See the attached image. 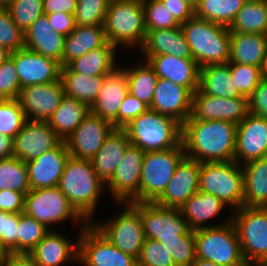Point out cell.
<instances>
[{"instance_id":"83f0119b","label":"cell","mask_w":267,"mask_h":266,"mask_svg":"<svg viewBox=\"0 0 267 266\" xmlns=\"http://www.w3.org/2000/svg\"><path fill=\"white\" fill-rule=\"evenodd\" d=\"M65 36L54 31L47 15L38 17L27 29L24 47L53 59L62 67Z\"/></svg>"},{"instance_id":"603a6c76","label":"cell","mask_w":267,"mask_h":266,"mask_svg":"<svg viewBox=\"0 0 267 266\" xmlns=\"http://www.w3.org/2000/svg\"><path fill=\"white\" fill-rule=\"evenodd\" d=\"M70 154L65 141L43 155L25 162L31 190L57 187Z\"/></svg>"},{"instance_id":"f5cc1de1","label":"cell","mask_w":267,"mask_h":266,"mask_svg":"<svg viewBox=\"0 0 267 266\" xmlns=\"http://www.w3.org/2000/svg\"><path fill=\"white\" fill-rule=\"evenodd\" d=\"M19 214L0 210V245L6 253H17Z\"/></svg>"},{"instance_id":"f6af8a7d","label":"cell","mask_w":267,"mask_h":266,"mask_svg":"<svg viewBox=\"0 0 267 266\" xmlns=\"http://www.w3.org/2000/svg\"><path fill=\"white\" fill-rule=\"evenodd\" d=\"M110 0H78L74 13L76 26L104 25Z\"/></svg>"},{"instance_id":"836d02e7","label":"cell","mask_w":267,"mask_h":266,"mask_svg":"<svg viewBox=\"0 0 267 266\" xmlns=\"http://www.w3.org/2000/svg\"><path fill=\"white\" fill-rule=\"evenodd\" d=\"M89 113L90 107L87 104L64 95L47 123L65 141Z\"/></svg>"},{"instance_id":"1f68e13d","label":"cell","mask_w":267,"mask_h":266,"mask_svg":"<svg viewBox=\"0 0 267 266\" xmlns=\"http://www.w3.org/2000/svg\"><path fill=\"white\" fill-rule=\"evenodd\" d=\"M267 51V35L230 32L229 62L260 67Z\"/></svg>"},{"instance_id":"4dcf8cb0","label":"cell","mask_w":267,"mask_h":266,"mask_svg":"<svg viewBox=\"0 0 267 266\" xmlns=\"http://www.w3.org/2000/svg\"><path fill=\"white\" fill-rule=\"evenodd\" d=\"M107 42L104 25L76 26L64 39L62 67Z\"/></svg>"},{"instance_id":"ee69618b","label":"cell","mask_w":267,"mask_h":266,"mask_svg":"<svg viewBox=\"0 0 267 266\" xmlns=\"http://www.w3.org/2000/svg\"><path fill=\"white\" fill-rule=\"evenodd\" d=\"M26 120L18 99L0 100V133L14 138Z\"/></svg>"},{"instance_id":"5b68a950","label":"cell","mask_w":267,"mask_h":266,"mask_svg":"<svg viewBox=\"0 0 267 266\" xmlns=\"http://www.w3.org/2000/svg\"><path fill=\"white\" fill-rule=\"evenodd\" d=\"M122 129L130 143L144 152L162 151L181 143L182 125L151 109L132 119Z\"/></svg>"},{"instance_id":"8992f818","label":"cell","mask_w":267,"mask_h":266,"mask_svg":"<svg viewBox=\"0 0 267 266\" xmlns=\"http://www.w3.org/2000/svg\"><path fill=\"white\" fill-rule=\"evenodd\" d=\"M199 191L220 199L232 212L243 206L244 182L242 165L237 162L201 163Z\"/></svg>"},{"instance_id":"ba28073f","label":"cell","mask_w":267,"mask_h":266,"mask_svg":"<svg viewBox=\"0 0 267 266\" xmlns=\"http://www.w3.org/2000/svg\"><path fill=\"white\" fill-rule=\"evenodd\" d=\"M196 257L218 266H246L232 222L194 230Z\"/></svg>"},{"instance_id":"44dd1931","label":"cell","mask_w":267,"mask_h":266,"mask_svg":"<svg viewBox=\"0 0 267 266\" xmlns=\"http://www.w3.org/2000/svg\"><path fill=\"white\" fill-rule=\"evenodd\" d=\"M193 93L186 87L158 78L149 109L169 116L181 125L191 116Z\"/></svg>"},{"instance_id":"e575fe53","label":"cell","mask_w":267,"mask_h":266,"mask_svg":"<svg viewBox=\"0 0 267 266\" xmlns=\"http://www.w3.org/2000/svg\"><path fill=\"white\" fill-rule=\"evenodd\" d=\"M116 50L117 48L107 41L103 46L89 51L67 66L75 73L88 76H105L119 66Z\"/></svg>"},{"instance_id":"9a60e30c","label":"cell","mask_w":267,"mask_h":266,"mask_svg":"<svg viewBox=\"0 0 267 266\" xmlns=\"http://www.w3.org/2000/svg\"><path fill=\"white\" fill-rule=\"evenodd\" d=\"M248 114V97H217L204 94L199 88L193 93L191 116L195 120H224L238 124Z\"/></svg>"},{"instance_id":"6125c7cd","label":"cell","mask_w":267,"mask_h":266,"mask_svg":"<svg viewBox=\"0 0 267 266\" xmlns=\"http://www.w3.org/2000/svg\"><path fill=\"white\" fill-rule=\"evenodd\" d=\"M14 157L13 138L0 133V160Z\"/></svg>"},{"instance_id":"7c38bea8","label":"cell","mask_w":267,"mask_h":266,"mask_svg":"<svg viewBox=\"0 0 267 266\" xmlns=\"http://www.w3.org/2000/svg\"><path fill=\"white\" fill-rule=\"evenodd\" d=\"M78 264L83 266H137V259L113 246L90 223L78 229Z\"/></svg>"},{"instance_id":"8fae6325","label":"cell","mask_w":267,"mask_h":266,"mask_svg":"<svg viewBox=\"0 0 267 266\" xmlns=\"http://www.w3.org/2000/svg\"><path fill=\"white\" fill-rule=\"evenodd\" d=\"M121 204H124L123 212L106 221L90 224L113 246L137 259L145 240L142 218L131 203H118Z\"/></svg>"},{"instance_id":"ffe728a7","label":"cell","mask_w":267,"mask_h":266,"mask_svg":"<svg viewBox=\"0 0 267 266\" xmlns=\"http://www.w3.org/2000/svg\"><path fill=\"white\" fill-rule=\"evenodd\" d=\"M10 58L16 66L21 88L60 80L61 66L53 59L25 47L12 52Z\"/></svg>"},{"instance_id":"d6986e66","label":"cell","mask_w":267,"mask_h":266,"mask_svg":"<svg viewBox=\"0 0 267 266\" xmlns=\"http://www.w3.org/2000/svg\"><path fill=\"white\" fill-rule=\"evenodd\" d=\"M63 96L64 87L59 80L21 88L18 100L27 120L48 121Z\"/></svg>"},{"instance_id":"b9f144b4","label":"cell","mask_w":267,"mask_h":266,"mask_svg":"<svg viewBox=\"0 0 267 266\" xmlns=\"http://www.w3.org/2000/svg\"><path fill=\"white\" fill-rule=\"evenodd\" d=\"M50 229L25 213H19L17 253H30Z\"/></svg>"},{"instance_id":"f907efd6","label":"cell","mask_w":267,"mask_h":266,"mask_svg":"<svg viewBox=\"0 0 267 266\" xmlns=\"http://www.w3.org/2000/svg\"><path fill=\"white\" fill-rule=\"evenodd\" d=\"M137 266H175V263L159 241L145 238L137 258Z\"/></svg>"},{"instance_id":"52a82bcc","label":"cell","mask_w":267,"mask_h":266,"mask_svg":"<svg viewBox=\"0 0 267 266\" xmlns=\"http://www.w3.org/2000/svg\"><path fill=\"white\" fill-rule=\"evenodd\" d=\"M242 256L247 265L267 261V207L242 206L232 212Z\"/></svg>"},{"instance_id":"680465c9","label":"cell","mask_w":267,"mask_h":266,"mask_svg":"<svg viewBox=\"0 0 267 266\" xmlns=\"http://www.w3.org/2000/svg\"><path fill=\"white\" fill-rule=\"evenodd\" d=\"M47 17L53 30L64 36H68L76 27L74 14L60 12L47 14Z\"/></svg>"},{"instance_id":"7402d4cb","label":"cell","mask_w":267,"mask_h":266,"mask_svg":"<svg viewBox=\"0 0 267 266\" xmlns=\"http://www.w3.org/2000/svg\"><path fill=\"white\" fill-rule=\"evenodd\" d=\"M201 163L185 157L177 166L162 195L155 201L160 206L180 209L199 191Z\"/></svg>"},{"instance_id":"681fc988","label":"cell","mask_w":267,"mask_h":266,"mask_svg":"<svg viewBox=\"0 0 267 266\" xmlns=\"http://www.w3.org/2000/svg\"><path fill=\"white\" fill-rule=\"evenodd\" d=\"M25 33L15 24L9 11L0 7V46L9 52L24 48Z\"/></svg>"},{"instance_id":"4fadbf2b","label":"cell","mask_w":267,"mask_h":266,"mask_svg":"<svg viewBox=\"0 0 267 266\" xmlns=\"http://www.w3.org/2000/svg\"><path fill=\"white\" fill-rule=\"evenodd\" d=\"M145 152L130 144L112 178L105 184L106 191L117 203H140V177Z\"/></svg>"},{"instance_id":"8c879c8a","label":"cell","mask_w":267,"mask_h":266,"mask_svg":"<svg viewBox=\"0 0 267 266\" xmlns=\"http://www.w3.org/2000/svg\"><path fill=\"white\" fill-rule=\"evenodd\" d=\"M246 266H261L260 264H257V265H246Z\"/></svg>"},{"instance_id":"816d5d0a","label":"cell","mask_w":267,"mask_h":266,"mask_svg":"<svg viewBox=\"0 0 267 266\" xmlns=\"http://www.w3.org/2000/svg\"><path fill=\"white\" fill-rule=\"evenodd\" d=\"M21 84L14 61L9 57L0 66V100L18 99Z\"/></svg>"},{"instance_id":"7bdbcfd3","label":"cell","mask_w":267,"mask_h":266,"mask_svg":"<svg viewBox=\"0 0 267 266\" xmlns=\"http://www.w3.org/2000/svg\"><path fill=\"white\" fill-rule=\"evenodd\" d=\"M161 245L173 257L175 266H190L196 259L194 230L178 234V238L159 239Z\"/></svg>"},{"instance_id":"ab89813d","label":"cell","mask_w":267,"mask_h":266,"mask_svg":"<svg viewBox=\"0 0 267 266\" xmlns=\"http://www.w3.org/2000/svg\"><path fill=\"white\" fill-rule=\"evenodd\" d=\"M248 0H199L195 17L229 27Z\"/></svg>"},{"instance_id":"30bf717a","label":"cell","mask_w":267,"mask_h":266,"mask_svg":"<svg viewBox=\"0 0 267 266\" xmlns=\"http://www.w3.org/2000/svg\"><path fill=\"white\" fill-rule=\"evenodd\" d=\"M185 157L182 142L170 149L145 152L140 177V203L155 202L162 195Z\"/></svg>"},{"instance_id":"03108f58","label":"cell","mask_w":267,"mask_h":266,"mask_svg":"<svg viewBox=\"0 0 267 266\" xmlns=\"http://www.w3.org/2000/svg\"><path fill=\"white\" fill-rule=\"evenodd\" d=\"M11 52L0 46V66L10 57Z\"/></svg>"},{"instance_id":"f35d334b","label":"cell","mask_w":267,"mask_h":266,"mask_svg":"<svg viewBox=\"0 0 267 266\" xmlns=\"http://www.w3.org/2000/svg\"><path fill=\"white\" fill-rule=\"evenodd\" d=\"M119 65L126 72L129 93L150 107L158 80L154 69L143 58L135 66L126 67L127 69L120 63Z\"/></svg>"},{"instance_id":"89a4df30","label":"cell","mask_w":267,"mask_h":266,"mask_svg":"<svg viewBox=\"0 0 267 266\" xmlns=\"http://www.w3.org/2000/svg\"><path fill=\"white\" fill-rule=\"evenodd\" d=\"M186 1H188L194 7L199 3V0H186Z\"/></svg>"},{"instance_id":"cb8c5ba5","label":"cell","mask_w":267,"mask_h":266,"mask_svg":"<svg viewBox=\"0 0 267 266\" xmlns=\"http://www.w3.org/2000/svg\"><path fill=\"white\" fill-rule=\"evenodd\" d=\"M128 92L126 72L118 66L113 72L104 76L102 87L90 107V112L118 128L119 108Z\"/></svg>"},{"instance_id":"2e32d148","label":"cell","mask_w":267,"mask_h":266,"mask_svg":"<svg viewBox=\"0 0 267 266\" xmlns=\"http://www.w3.org/2000/svg\"><path fill=\"white\" fill-rule=\"evenodd\" d=\"M114 129L112 123L90 112L65 140L70 157L91 160Z\"/></svg>"},{"instance_id":"e0dca14e","label":"cell","mask_w":267,"mask_h":266,"mask_svg":"<svg viewBox=\"0 0 267 266\" xmlns=\"http://www.w3.org/2000/svg\"><path fill=\"white\" fill-rule=\"evenodd\" d=\"M61 141L47 121L26 120L13 138V154L27 162L52 150Z\"/></svg>"},{"instance_id":"c3c4849f","label":"cell","mask_w":267,"mask_h":266,"mask_svg":"<svg viewBox=\"0 0 267 266\" xmlns=\"http://www.w3.org/2000/svg\"><path fill=\"white\" fill-rule=\"evenodd\" d=\"M232 81L238 92L249 97L261 81L260 67L228 62Z\"/></svg>"},{"instance_id":"4316f807","label":"cell","mask_w":267,"mask_h":266,"mask_svg":"<svg viewBox=\"0 0 267 266\" xmlns=\"http://www.w3.org/2000/svg\"><path fill=\"white\" fill-rule=\"evenodd\" d=\"M227 207L216 196L198 191L183 204L180 211L186 219L189 228L197 230L200 228L217 227L231 222L232 211L220 223L208 224L211 219L218 217Z\"/></svg>"},{"instance_id":"003e7915","label":"cell","mask_w":267,"mask_h":266,"mask_svg":"<svg viewBox=\"0 0 267 266\" xmlns=\"http://www.w3.org/2000/svg\"><path fill=\"white\" fill-rule=\"evenodd\" d=\"M14 0H0V7L7 8Z\"/></svg>"},{"instance_id":"2644e50d","label":"cell","mask_w":267,"mask_h":266,"mask_svg":"<svg viewBox=\"0 0 267 266\" xmlns=\"http://www.w3.org/2000/svg\"><path fill=\"white\" fill-rule=\"evenodd\" d=\"M261 266H267V261L260 264Z\"/></svg>"},{"instance_id":"6da1fadb","label":"cell","mask_w":267,"mask_h":266,"mask_svg":"<svg viewBox=\"0 0 267 266\" xmlns=\"http://www.w3.org/2000/svg\"><path fill=\"white\" fill-rule=\"evenodd\" d=\"M237 124L224 120H195L182 124L181 142L187 158L200 163L234 160Z\"/></svg>"},{"instance_id":"7dc6e473","label":"cell","mask_w":267,"mask_h":266,"mask_svg":"<svg viewBox=\"0 0 267 266\" xmlns=\"http://www.w3.org/2000/svg\"><path fill=\"white\" fill-rule=\"evenodd\" d=\"M15 24L25 33L43 13V0H14L6 8Z\"/></svg>"},{"instance_id":"60d3db41","label":"cell","mask_w":267,"mask_h":266,"mask_svg":"<svg viewBox=\"0 0 267 266\" xmlns=\"http://www.w3.org/2000/svg\"><path fill=\"white\" fill-rule=\"evenodd\" d=\"M0 190H14L25 195L31 190L25 162L16 157L0 160Z\"/></svg>"},{"instance_id":"484cf974","label":"cell","mask_w":267,"mask_h":266,"mask_svg":"<svg viewBox=\"0 0 267 266\" xmlns=\"http://www.w3.org/2000/svg\"><path fill=\"white\" fill-rule=\"evenodd\" d=\"M60 233V230H50L29 253L39 266H63L69 262L78 265L79 237L73 242L68 235Z\"/></svg>"},{"instance_id":"a7ac6f4b","label":"cell","mask_w":267,"mask_h":266,"mask_svg":"<svg viewBox=\"0 0 267 266\" xmlns=\"http://www.w3.org/2000/svg\"><path fill=\"white\" fill-rule=\"evenodd\" d=\"M6 255H7V253L4 251V249L0 245V263L6 257Z\"/></svg>"},{"instance_id":"bcb514c9","label":"cell","mask_w":267,"mask_h":266,"mask_svg":"<svg viewBox=\"0 0 267 266\" xmlns=\"http://www.w3.org/2000/svg\"><path fill=\"white\" fill-rule=\"evenodd\" d=\"M142 3L147 31L181 26L160 0H142Z\"/></svg>"},{"instance_id":"9f6ffc18","label":"cell","mask_w":267,"mask_h":266,"mask_svg":"<svg viewBox=\"0 0 267 266\" xmlns=\"http://www.w3.org/2000/svg\"><path fill=\"white\" fill-rule=\"evenodd\" d=\"M25 194L14 190H0V210L9 213H23Z\"/></svg>"},{"instance_id":"91938a15","label":"cell","mask_w":267,"mask_h":266,"mask_svg":"<svg viewBox=\"0 0 267 266\" xmlns=\"http://www.w3.org/2000/svg\"><path fill=\"white\" fill-rule=\"evenodd\" d=\"M78 0H43V13H67L74 14L77 7Z\"/></svg>"},{"instance_id":"ac0fdd59","label":"cell","mask_w":267,"mask_h":266,"mask_svg":"<svg viewBox=\"0 0 267 266\" xmlns=\"http://www.w3.org/2000/svg\"><path fill=\"white\" fill-rule=\"evenodd\" d=\"M267 156V119L249 113L237 124L234 161L243 165Z\"/></svg>"},{"instance_id":"be15d7a7","label":"cell","mask_w":267,"mask_h":266,"mask_svg":"<svg viewBox=\"0 0 267 266\" xmlns=\"http://www.w3.org/2000/svg\"><path fill=\"white\" fill-rule=\"evenodd\" d=\"M260 74L263 79H267V51L260 66Z\"/></svg>"},{"instance_id":"d4e9b609","label":"cell","mask_w":267,"mask_h":266,"mask_svg":"<svg viewBox=\"0 0 267 266\" xmlns=\"http://www.w3.org/2000/svg\"><path fill=\"white\" fill-rule=\"evenodd\" d=\"M154 69L158 78L172 81L194 93L199 88L200 67L193 58L173 55L141 56Z\"/></svg>"},{"instance_id":"d590c367","label":"cell","mask_w":267,"mask_h":266,"mask_svg":"<svg viewBox=\"0 0 267 266\" xmlns=\"http://www.w3.org/2000/svg\"><path fill=\"white\" fill-rule=\"evenodd\" d=\"M60 80L64 87V95L91 107L97 99L104 76H88L75 73L68 66H65L61 67Z\"/></svg>"},{"instance_id":"94428289","label":"cell","mask_w":267,"mask_h":266,"mask_svg":"<svg viewBox=\"0 0 267 266\" xmlns=\"http://www.w3.org/2000/svg\"><path fill=\"white\" fill-rule=\"evenodd\" d=\"M1 263L4 266H39L28 253H7Z\"/></svg>"},{"instance_id":"11a10c76","label":"cell","mask_w":267,"mask_h":266,"mask_svg":"<svg viewBox=\"0 0 267 266\" xmlns=\"http://www.w3.org/2000/svg\"><path fill=\"white\" fill-rule=\"evenodd\" d=\"M249 113L267 119V79H261L248 97Z\"/></svg>"},{"instance_id":"d6a6232c","label":"cell","mask_w":267,"mask_h":266,"mask_svg":"<svg viewBox=\"0 0 267 266\" xmlns=\"http://www.w3.org/2000/svg\"><path fill=\"white\" fill-rule=\"evenodd\" d=\"M243 206L267 207V156L242 165Z\"/></svg>"},{"instance_id":"277c9868","label":"cell","mask_w":267,"mask_h":266,"mask_svg":"<svg viewBox=\"0 0 267 266\" xmlns=\"http://www.w3.org/2000/svg\"><path fill=\"white\" fill-rule=\"evenodd\" d=\"M104 31L107 41L116 48L137 46L140 50L147 35L142 0H110Z\"/></svg>"},{"instance_id":"3957f363","label":"cell","mask_w":267,"mask_h":266,"mask_svg":"<svg viewBox=\"0 0 267 266\" xmlns=\"http://www.w3.org/2000/svg\"><path fill=\"white\" fill-rule=\"evenodd\" d=\"M192 58L199 67L226 64L230 56L228 27L208 20L192 17L181 24Z\"/></svg>"},{"instance_id":"8d00e7d4","label":"cell","mask_w":267,"mask_h":266,"mask_svg":"<svg viewBox=\"0 0 267 266\" xmlns=\"http://www.w3.org/2000/svg\"><path fill=\"white\" fill-rule=\"evenodd\" d=\"M199 89L204 94L217 97H245L235 87L228 63L210 64L200 68Z\"/></svg>"},{"instance_id":"74e56055","label":"cell","mask_w":267,"mask_h":266,"mask_svg":"<svg viewBox=\"0 0 267 266\" xmlns=\"http://www.w3.org/2000/svg\"><path fill=\"white\" fill-rule=\"evenodd\" d=\"M228 29L230 32L267 35V0H248Z\"/></svg>"},{"instance_id":"9c48e42d","label":"cell","mask_w":267,"mask_h":266,"mask_svg":"<svg viewBox=\"0 0 267 266\" xmlns=\"http://www.w3.org/2000/svg\"><path fill=\"white\" fill-rule=\"evenodd\" d=\"M23 213L33 217L50 230H56L53 229L56 224L59 225L69 219L74 226L80 225L77 226L80 229L88 224L58 187L30 190L25 195Z\"/></svg>"},{"instance_id":"db71d44e","label":"cell","mask_w":267,"mask_h":266,"mask_svg":"<svg viewBox=\"0 0 267 266\" xmlns=\"http://www.w3.org/2000/svg\"><path fill=\"white\" fill-rule=\"evenodd\" d=\"M148 109V105H146L142 101H139L134 95L128 92L119 108L118 128L122 129L132 119L137 118Z\"/></svg>"},{"instance_id":"7a4b0ae2","label":"cell","mask_w":267,"mask_h":266,"mask_svg":"<svg viewBox=\"0 0 267 266\" xmlns=\"http://www.w3.org/2000/svg\"><path fill=\"white\" fill-rule=\"evenodd\" d=\"M57 187L88 223L94 221L93 216L106 188L95 173L91 160L69 156Z\"/></svg>"},{"instance_id":"f546056e","label":"cell","mask_w":267,"mask_h":266,"mask_svg":"<svg viewBox=\"0 0 267 266\" xmlns=\"http://www.w3.org/2000/svg\"><path fill=\"white\" fill-rule=\"evenodd\" d=\"M130 144L126 132L121 128H115L91 159L95 173L104 184L112 178Z\"/></svg>"},{"instance_id":"5bb4252c","label":"cell","mask_w":267,"mask_h":266,"mask_svg":"<svg viewBox=\"0 0 267 266\" xmlns=\"http://www.w3.org/2000/svg\"><path fill=\"white\" fill-rule=\"evenodd\" d=\"M131 204L140 212L146 239L178 238V234L191 230L180 209L160 206L155 202Z\"/></svg>"},{"instance_id":"6f0895ef","label":"cell","mask_w":267,"mask_h":266,"mask_svg":"<svg viewBox=\"0 0 267 266\" xmlns=\"http://www.w3.org/2000/svg\"><path fill=\"white\" fill-rule=\"evenodd\" d=\"M181 25L195 16V7L186 0H160Z\"/></svg>"},{"instance_id":"f1b7e54d","label":"cell","mask_w":267,"mask_h":266,"mask_svg":"<svg viewBox=\"0 0 267 266\" xmlns=\"http://www.w3.org/2000/svg\"><path fill=\"white\" fill-rule=\"evenodd\" d=\"M142 56L173 55L192 58L185 34L180 27L147 31L144 45L140 49Z\"/></svg>"},{"instance_id":"e7e4bbea","label":"cell","mask_w":267,"mask_h":266,"mask_svg":"<svg viewBox=\"0 0 267 266\" xmlns=\"http://www.w3.org/2000/svg\"><path fill=\"white\" fill-rule=\"evenodd\" d=\"M190 266H218V265L214 264L211 261L203 260L196 257V259L192 262Z\"/></svg>"}]
</instances>
